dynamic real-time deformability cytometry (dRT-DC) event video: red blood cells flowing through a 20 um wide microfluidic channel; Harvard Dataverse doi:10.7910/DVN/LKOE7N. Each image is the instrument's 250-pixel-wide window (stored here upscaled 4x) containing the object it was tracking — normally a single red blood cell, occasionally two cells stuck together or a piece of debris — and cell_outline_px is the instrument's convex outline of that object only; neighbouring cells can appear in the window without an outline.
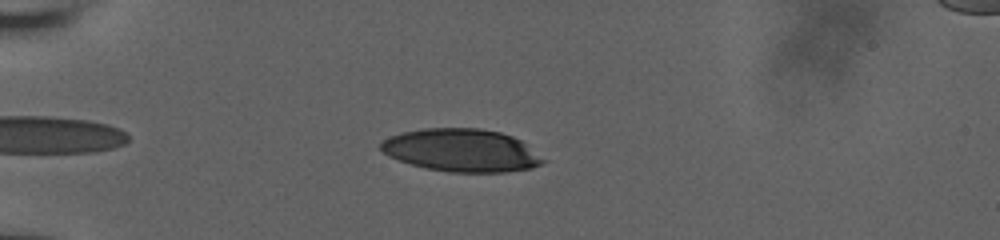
{"species": "human", "species_latin": "Homo sapiens", "temperature_condition": "room temperature", "stored_images_in_passage": 41, "camera_frame_rate_fps": 3000, "um_per_image_px": 0.085, "donor": {"sex": "male"}, "frame": {"image": 1, "passage_image": 6, "time_ms": 1.667, "image_size_px": [1000, 240], "cell_outline_px": [[548, 160], [532, 168], [504, 172], [452, 172], [428, 168], [412, 164], [388, 156], [380, 148], [380, 144], [384, 140], [392, 136], [404, 132], [424, 128], [480, 128], [500, 132], [512, 136], [520, 140]], "centroid_in_image_um": [39.27, 12.77], "position_along_channel_um": 45.7, "area_um2": 40.17}}
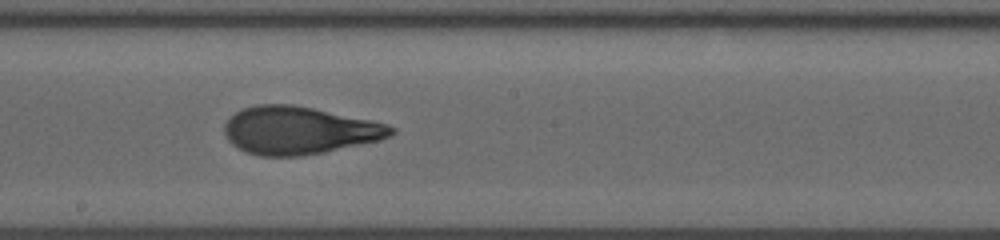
{"frame": {"image": 2, "passage_image": 23, "time_ms": 7.333, "image_size_px": [1000, 240], "cell_outline_px": [[396, 132], [380, 140], [324, 152], [300, 156], [260, 156], [244, 152], [236, 148], [228, 140], [224, 132], [224, 124], [236, 112], [244, 108], [256, 104], [292, 104], [312, 108], [388, 124], [396, 128]], "centroid_in_image_um": [25.39, 11.09], "position_along_channel_um": 222.8, "area_um2": 46.18}}
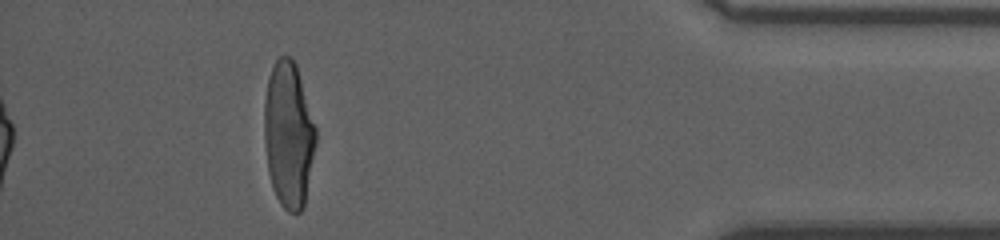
{"frame": {"image": 3, "passage_image": 41, "time_ms": 13.333, "image_size_px": [1000, 240], "cell_outline_px": [[316, 140], [304, 208], [300, 212], [288, 212], [280, 204], [272, 188], [268, 172], [264, 140], [264, 100], [268, 76], [276, 60], [280, 56], [292, 56], [296, 64], [316, 124]], "centroid_in_image_um": [24.52, 11.43], "position_along_channel_um": 410.7, "area_um2": 44.27}, "authors_computed_cell_mechanics": {"area_um2": 45.373, "velocity_mm_per_s": 3.8488, "shape_relaxation_time_tau1_ms": 5.4055, "shape_relaxation_time_tau2_ms": 1.0063, "deformation_change_tau1": 0.22, "deformation_change_tau2": 0.0783}}